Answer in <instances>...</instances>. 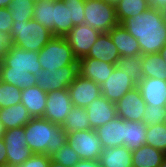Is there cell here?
I'll return each instance as SVG.
<instances>
[{"instance_id":"obj_21","label":"cell","mask_w":166,"mask_h":167,"mask_svg":"<svg viewBox=\"0 0 166 167\" xmlns=\"http://www.w3.org/2000/svg\"><path fill=\"white\" fill-rule=\"evenodd\" d=\"M47 92L38 85L21 90V103L31 118L42 117L46 108Z\"/></svg>"},{"instance_id":"obj_22","label":"cell","mask_w":166,"mask_h":167,"mask_svg":"<svg viewBox=\"0 0 166 167\" xmlns=\"http://www.w3.org/2000/svg\"><path fill=\"white\" fill-rule=\"evenodd\" d=\"M99 162L101 167H132V151L125 146L105 148Z\"/></svg>"},{"instance_id":"obj_24","label":"cell","mask_w":166,"mask_h":167,"mask_svg":"<svg viewBox=\"0 0 166 167\" xmlns=\"http://www.w3.org/2000/svg\"><path fill=\"white\" fill-rule=\"evenodd\" d=\"M31 119L22 103L0 109V121L6 130L25 126Z\"/></svg>"},{"instance_id":"obj_40","label":"cell","mask_w":166,"mask_h":167,"mask_svg":"<svg viewBox=\"0 0 166 167\" xmlns=\"http://www.w3.org/2000/svg\"><path fill=\"white\" fill-rule=\"evenodd\" d=\"M12 45L10 35L0 32V63L2 62L3 56L9 51Z\"/></svg>"},{"instance_id":"obj_37","label":"cell","mask_w":166,"mask_h":167,"mask_svg":"<svg viewBox=\"0 0 166 167\" xmlns=\"http://www.w3.org/2000/svg\"><path fill=\"white\" fill-rule=\"evenodd\" d=\"M63 2H69L70 18L73 22V27L84 24V4L85 0H62Z\"/></svg>"},{"instance_id":"obj_44","label":"cell","mask_w":166,"mask_h":167,"mask_svg":"<svg viewBox=\"0 0 166 167\" xmlns=\"http://www.w3.org/2000/svg\"><path fill=\"white\" fill-rule=\"evenodd\" d=\"M158 53L166 63V44L162 47V49Z\"/></svg>"},{"instance_id":"obj_15","label":"cell","mask_w":166,"mask_h":167,"mask_svg":"<svg viewBox=\"0 0 166 167\" xmlns=\"http://www.w3.org/2000/svg\"><path fill=\"white\" fill-rule=\"evenodd\" d=\"M90 128L96 130L117 117L116 103L109 101L103 95L86 107Z\"/></svg>"},{"instance_id":"obj_45","label":"cell","mask_w":166,"mask_h":167,"mask_svg":"<svg viewBox=\"0 0 166 167\" xmlns=\"http://www.w3.org/2000/svg\"><path fill=\"white\" fill-rule=\"evenodd\" d=\"M11 2L12 0H0V8L7 7Z\"/></svg>"},{"instance_id":"obj_17","label":"cell","mask_w":166,"mask_h":167,"mask_svg":"<svg viewBox=\"0 0 166 167\" xmlns=\"http://www.w3.org/2000/svg\"><path fill=\"white\" fill-rule=\"evenodd\" d=\"M146 105L166 106V81L158 78H143L137 85Z\"/></svg>"},{"instance_id":"obj_41","label":"cell","mask_w":166,"mask_h":167,"mask_svg":"<svg viewBox=\"0 0 166 167\" xmlns=\"http://www.w3.org/2000/svg\"><path fill=\"white\" fill-rule=\"evenodd\" d=\"M6 162H7V152L2 137L0 138V167H6Z\"/></svg>"},{"instance_id":"obj_32","label":"cell","mask_w":166,"mask_h":167,"mask_svg":"<svg viewBox=\"0 0 166 167\" xmlns=\"http://www.w3.org/2000/svg\"><path fill=\"white\" fill-rule=\"evenodd\" d=\"M142 62H141V55L136 57H121L118 62L116 63V67L120 70L127 73L134 84L137 86L142 80Z\"/></svg>"},{"instance_id":"obj_18","label":"cell","mask_w":166,"mask_h":167,"mask_svg":"<svg viewBox=\"0 0 166 167\" xmlns=\"http://www.w3.org/2000/svg\"><path fill=\"white\" fill-rule=\"evenodd\" d=\"M110 37L118 49L121 57H136L141 55L138 40L134 38L121 24L113 27L109 32Z\"/></svg>"},{"instance_id":"obj_6","label":"cell","mask_w":166,"mask_h":167,"mask_svg":"<svg viewBox=\"0 0 166 167\" xmlns=\"http://www.w3.org/2000/svg\"><path fill=\"white\" fill-rule=\"evenodd\" d=\"M84 23L101 33H108L119 23L115 5L108 0H85Z\"/></svg>"},{"instance_id":"obj_16","label":"cell","mask_w":166,"mask_h":167,"mask_svg":"<svg viewBox=\"0 0 166 167\" xmlns=\"http://www.w3.org/2000/svg\"><path fill=\"white\" fill-rule=\"evenodd\" d=\"M116 65L91 57L78 59V74L101 85L112 74Z\"/></svg>"},{"instance_id":"obj_1","label":"cell","mask_w":166,"mask_h":167,"mask_svg":"<svg viewBox=\"0 0 166 167\" xmlns=\"http://www.w3.org/2000/svg\"><path fill=\"white\" fill-rule=\"evenodd\" d=\"M121 25L138 40L141 55L158 53L166 44V12L149 7Z\"/></svg>"},{"instance_id":"obj_38","label":"cell","mask_w":166,"mask_h":167,"mask_svg":"<svg viewBox=\"0 0 166 167\" xmlns=\"http://www.w3.org/2000/svg\"><path fill=\"white\" fill-rule=\"evenodd\" d=\"M50 159L46 154H33L19 167H49Z\"/></svg>"},{"instance_id":"obj_3","label":"cell","mask_w":166,"mask_h":167,"mask_svg":"<svg viewBox=\"0 0 166 167\" xmlns=\"http://www.w3.org/2000/svg\"><path fill=\"white\" fill-rule=\"evenodd\" d=\"M25 137L34 154L48 156L57 152L68 140V134L60 124H54L43 117L32 118L25 125Z\"/></svg>"},{"instance_id":"obj_13","label":"cell","mask_w":166,"mask_h":167,"mask_svg":"<svg viewBox=\"0 0 166 167\" xmlns=\"http://www.w3.org/2000/svg\"><path fill=\"white\" fill-rule=\"evenodd\" d=\"M146 103L138 87L129 90L116 102L117 116L123 120L142 122Z\"/></svg>"},{"instance_id":"obj_46","label":"cell","mask_w":166,"mask_h":167,"mask_svg":"<svg viewBox=\"0 0 166 167\" xmlns=\"http://www.w3.org/2000/svg\"><path fill=\"white\" fill-rule=\"evenodd\" d=\"M49 167H65V166H63L62 164H60L58 162H55L54 160L50 159Z\"/></svg>"},{"instance_id":"obj_42","label":"cell","mask_w":166,"mask_h":167,"mask_svg":"<svg viewBox=\"0 0 166 167\" xmlns=\"http://www.w3.org/2000/svg\"><path fill=\"white\" fill-rule=\"evenodd\" d=\"M73 167H101L99 160H80Z\"/></svg>"},{"instance_id":"obj_25","label":"cell","mask_w":166,"mask_h":167,"mask_svg":"<svg viewBox=\"0 0 166 167\" xmlns=\"http://www.w3.org/2000/svg\"><path fill=\"white\" fill-rule=\"evenodd\" d=\"M54 36L64 37L73 28L69 13V2L53 0Z\"/></svg>"},{"instance_id":"obj_5","label":"cell","mask_w":166,"mask_h":167,"mask_svg":"<svg viewBox=\"0 0 166 167\" xmlns=\"http://www.w3.org/2000/svg\"><path fill=\"white\" fill-rule=\"evenodd\" d=\"M38 53L41 68L50 72L66 65L78 64L65 37L54 36Z\"/></svg>"},{"instance_id":"obj_9","label":"cell","mask_w":166,"mask_h":167,"mask_svg":"<svg viewBox=\"0 0 166 167\" xmlns=\"http://www.w3.org/2000/svg\"><path fill=\"white\" fill-rule=\"evenodd\" d=\"M78 75V64H71L56 68V70L41 69L37 74V85L44 91L68 89Z\"/></svg>"},{"instance_id":"obj_2","label":"cell","mask_w":166,"mask_h":167,"mask_svg":"<svg viewBox=\"0 0 166 167\" xmlns=\"http://www.w3.org/2000/svg\"><path fill=\"white\" fill-rule=\"evenodd\" d=\"M39 53L10 46L0 63V81L25 89L37 85L36 74L42 69Z\"/></svg>"},{"instance_id":"obj_19","label":"cell","mask_w":166,"mask_h":167,"mask_svg":"<svg viewBox=\"0 0 166 167\" xmlns=\"http://www.w3.org/2000/svg\"><path fill=\"white\" fill-rule=\"evenodd\" d=\"M102 148L124 146V120L118 116L96 129Z\"/></svg>"},{"instance_id":"obj_43","label":"cell","mask_w":166,"mask_h":167,"mask_svg":"<svg viewBox=\"0 0 166 167\" xmlns=\"http://www.w3.org/2000/svg\"><path fill=\"white\" fill-rule=\"evenodd\" d=\"M149 6L166 12V0H148Z\"/></svg>"},{"instance_id":"obj_23","label":"cell","mask_w":166,"mask_h":167,"mask_svg":"<svg viewBox=\"0 0 166 167\" xmlns=\"http://www.w3.org/2000/svg\"><path fill=\"white\" fill-rule=\"evenodd\" d=\"M165 157L163 151L144 144L132 151V167H159Z\"/></svg>"},{"instance_id":"obj_39","label":"cell","mask_w":166,"mask_h":167,"mask_svg":"<svg viewBox=\"0 0 166 167\" xmlns=\"http://www.w3.org/2000/svg\"><path fill=\"white\" fill-rule=\"evenodd\" d=\"M13 26V19L7 7L0 8V32L9 34Z\"/></svg>"},{"instance_id":"obj_27","label":"cell","mask_w":166,"mask_h":167,"mask_svg":"<svg viewBox=\"0 0 166 167\" xmlns=\"http://www.w3.org/2000/svg\"><path fill=\"white\" fill-rule=\"evenodd\" d=\"M144 78H158L166 81V63L159 53L141 55Z\"/></svg>"},{"instance_id":"obj_26","label":"cell","mask_w":166,"mask_h":167,"mask_svg":"<svg viewBox=\"0 0 166 167\" xmlns=\"http://www.w3.org/2000/svg\"><path fill=\"white\" fill-rule=\"evenodd\" d=\"M146 124L124 120V146L133 151L146 143Z\"/></svg>"},{"instance_id":"obj_34","label":"cell","mask_w":166,"mask_h":167,"mask_svg":"<svg viewBox=\"0 0 166 167\" xmlns=\"http://www.w3.org/2000/svg\"><path fill=\"white\" fill-rule=\"evenodd\" d=\"M21 90L15 85L0 81V109L21 103Z\"/></svg>"},{"instance_id":"obj_49","label":"cell","mask_w":166,"mask_h":167,"mask_svg":"<svg viewBox=\"0 0 166 167\" xmlns=\"http://www.w3.org/2000/svg\"><path fill=\"white\" fill-rule=\"evenodd\" d=\"M108 1L115 5L119 0H108Z\"/></svg>"},{"instance_id":"obj_10","label":"cell","mask_w":166,"mask_h":167,"mask_svg":"<svg viewBox=\"0 0 166 167\" xmlns=\"http://www.w3.org/2000/svg\"><path fill=\"white\" fill-rule=\"evenodd\" d=\"M72 106L68 89L47 92L46 108L42 117L54 124L62 125Z\"/></svg>"},{"instance_id":"obj_35","label":"cell","mask_w":166,"mask_h":167,"mask_svg":"<svg viewBox=\"0 0 166 167\" xmlns=\"http://www.w3.org/2000/svg\"><path fill=\"white\" fill-rule=\"evenodd\" d=\"M50 158L65 167H73L81 160L80 156L69 146L68 143L52 154Z\"/></svg>"},{"instance_id":"obj_47","label":"cell","mask_w":166,"mask_h":167,"mask_svg":"<svg viewBox=\"0 0 166 167\" xmlns=\"http://www.w3.org/2000/svg\"><path fill=\"white\" fill-rule=\"evenodd\" d=\"M5 131H6V129H5L4 125L2 124V122L0 121V138L3 137Z\"/></svg>"},{"instance_id":"obj_11","label":"cell","mask_w":166,"mask_h":167,"mask_svg":"<svg viewBox=\"0 0 166 167\" xmlns=\"http://www.w3.org/2000/svg\"><path fill=\"white\" fill-rule=\"evenodd\" d=\"M100 34L101 32L84 23L74 26L64 37L71 46L76 58L82 59L88 55L92 45L96 42Z\"/></svg>"},{"instance_id":"obj_14","label":"cell","mask_w":166,"mask_h":167,"mask_svg":"<svg viewBox=\"0 0 166 167\" xmlns=\"http://www.w3.org/2000/svg\"><path fill=\"white\" fill-rule=\"evenodd\" d=\"M137 87L131 77L115 67L112 74L100 85L101 93L109 101L118 102L129 90Z\"/></svg>"},{"instance_id":"obj_48","label":"cell","mask_w":166,"mask_h":167,"mask_svg":"<svg viewBox=\"0 0 166 167\" xmlns=\"http://www.w3.org/2000/svg\"><path fill=\"white\" fill-rule=\"evenodd\" d=\"M159 167H166V157L163 159V161Z\"/></svg>"},{"instance_id":"obj_20","label":"cell","mask_w":166,"mask_h":167,"mask_svg":"<svg viewBox=\"0 0 166 167\" xmlns=\"http://www.w3.org/2000/svg\"><path fill=\"white\" fill-rule=\"evenodd\" d=\"M86 57H91L115 65L121 58L118 49L113 43L109 33H101L99 35Z\"/></svg>"},{"instance_id":"obj_7","label":"cell","mask_w":166,"mask_h":167,"mask_svg":"<svg viewBox=\"0 0 166 167\" xmlns=\"http://www.w3.org/2000/svg\"><path fill=\"white\" fill-rule=\"evenodd\" d=\"M3 141L7 152L6 167H19L34 154L26 142L25 126L6 130Z\"/></svg>"},{"instance_id":"obj_33","label":"cell","mask_w":166,"mask_h":167,"mask_svg":"<svg viewBox=\"0 0 166 167\" xmlns=\"http://www.w3.org/2000/svg\"><path fill=\"white\" fill-rule=\"evenodd\" d=\"M146 143L166 154V123L146 126Z\"/></svg>"},{"instance_id":"obj_29","label":"cell","mask_w":166,"mask_h":167,"mask_svg":"<svg viewBox=\"0 0 166 167\" xmlns=\"http://www.w3.org/2000/svg\"><path fill=\"white\" fill-rule=\"evenodd\" d=\"M149 7L148 0H119L115 4L117 21L121 24L125 19L134 17Z\"/></svg>"},{"instance_id":"obj_8","label":"cell","mask_w":166,"mask_h":167,"mask_svg":"<svg viewBox=\"0 0 166 167\" xmlns=\"http://www.w3.org/2000/svg\"><path fill=\"white\" fill-rule=\"evenodd\" d=\"M67 143L82 160H99L103 150L99 136L93 129L68 134Z\"/></svg>"},{"instance_id":"obj_28","label":"cell","mask_w":166,"mask_h":167,"mask_svg":"<svg viewBox=\"0 0 166 167\" xmlns=\"http://www.w3.org/2000/svg\"><path fill=\"white\" fill-rule=\"evenodd\" d=\"M61 126L67 134L91 129L86 108L73 105Z\"/></svg>"},{"instance_id":"obj_31","label":"cell","mask_w":166,"mask_h":167,"mask_svg":"<svg viewBox=\"0 0 166 167\" xmlns=\"http://www.w3.org/2000/svg\"><path fill=\"white\" fill-rule=\"evenodd\" d=\"M35 0H12L7 6L13 21L23 22L33 19Z\"/></svg>"},{"instance_id":"obj_30","label":"cell","mask_w":166,"mask_h":167,"mask_svg":"<svg viewBox=\"0 0 166 167\" xmlns=\"http://www.w3.org/2000/svg\"><path fill=\"white\" fill-rule=\"evenodd\" d=\"M33 19L42 24L48 30L52 31L54 35L53 1L37 0L35 2Z\"/></svg>"},{"instance_id":"obj_4","label":"cell","mask_w":166,"mask_h":167,"mask_svg":"<svg viewBox=\"0 0 166 167\" xmlns=\"http://www.w3.org/2000/svg\"><path fill=\"white\" fill-rule=\"evenodd\" d=\"M53 37L52 31L34 19L23 22L13 21L10 33L13 46L34 52H39Z\"/></svg>"},{"instance_id":"obj_36","label":"cell","mask_w":166,"mask_h":167,"mask_svg":"<svg viewBox=\"0 0 166 167\" xmlns=\"http://www.w3.org/2000/svg\"><path fill=\"white\" fill-rule=\"evenodd\" d=\"M142 122L145 123L146 126L166 123V106L153 107L146 105Z\"/></svg>"},{"instance_id":"obj_12","label":"cell","mask_w":166,"mask_h":167,"mask_svg":"<svg viewBox=\"0 0 166 167\" xmlns=\"http://www.w3.org/2000/svg\"><path fill=\"white\" fill-rule=\"evenodd\" d=\"M68 91L72 104L81 108H86L92 101L102 96L99 84L79 74L68 87Z\"/></svg>"}]
</instances>
